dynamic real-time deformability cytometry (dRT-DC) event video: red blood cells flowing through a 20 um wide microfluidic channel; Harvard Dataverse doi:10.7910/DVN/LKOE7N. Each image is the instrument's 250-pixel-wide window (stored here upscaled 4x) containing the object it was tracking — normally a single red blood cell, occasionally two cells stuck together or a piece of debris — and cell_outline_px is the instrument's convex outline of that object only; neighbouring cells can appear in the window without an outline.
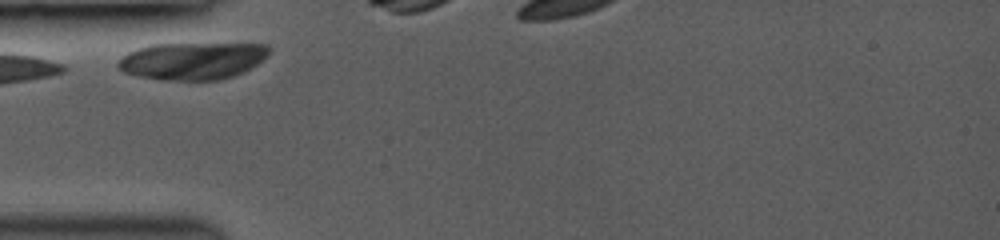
{"species": "common noctule bat (a hibernating species)", "species_latin": "Nyctalus noctula", "temperature_condition": "room temperature", "stored_images_in_passage": 14, "camera_frame_rate_fps": 3000, "um_per_image_px": 0.085, "animal": {"sex": "female", "body_mass_g": 19.0, "forearm_length_mm": 53.3}, "frame": {"image": 1, "passage_image": 1, "time_ms": 0.0, "image_size_px": [1000, 240], "cell_outline_px": [[272, 48], [268, 56], [244, 72], [220, 80], [160, 80], [140, 76], [124, 72], [116, 68], [116, 64], [120, 56], [136, 48], [152, 44], [268, 44]], "centroid_in_image_um": [16.33, 5.17], "position_along_channel_um": 68.7, "area_um2": 33.06}}